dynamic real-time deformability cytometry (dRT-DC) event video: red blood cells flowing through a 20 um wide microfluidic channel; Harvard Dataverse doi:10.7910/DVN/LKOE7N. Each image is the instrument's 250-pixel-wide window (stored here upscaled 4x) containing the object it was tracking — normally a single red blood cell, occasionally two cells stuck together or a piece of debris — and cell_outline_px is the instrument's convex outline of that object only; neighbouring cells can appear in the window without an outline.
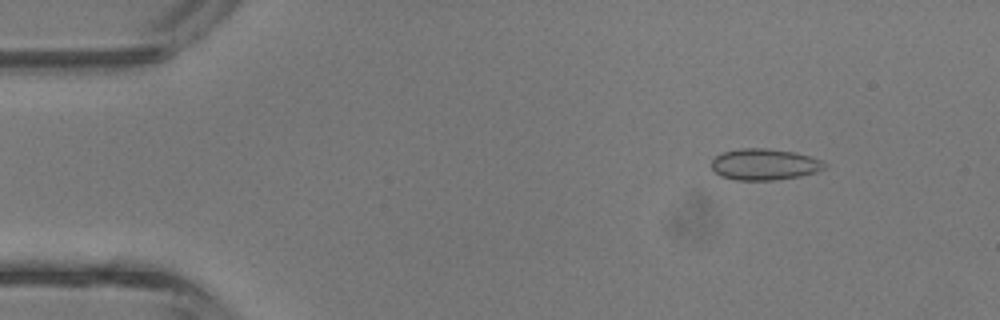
{"species": "common noctule bat (a hibernating species)", "species_latin": "Nyctalus noctula", "temperature_condition": "room temperature", "stored_images_in_passage": 42, "camera_frame_rate_fps": 3000, "um_per_image_px": 0.085, "animal": {"sex": "male", "body_mass_g": 13.3}, "frame": {"image": 1, "passage_image": 5, "time_ms": 1.333, "image_size_px": [1000, 320], "cell_outline_px": [[828, 164], [824, 168], [816, 172], [800, 176], [776, 180], [736, 180], [720, 176], [712, 168], [712, 160], [716, 156], [724, 152], [740, 148], [768, 148], [796, 152], [824, 160]], "centroid_in_image_um": [65.02, 13.97], "position_along_channel_um": 20.0, "area_um2": 20.81}}
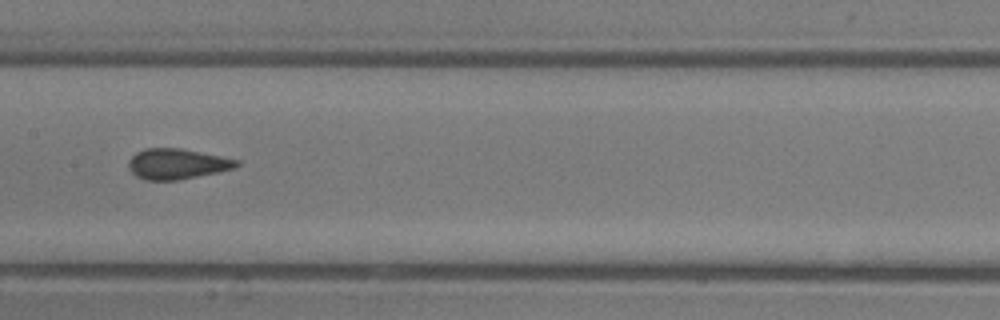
{"frame": {"image": 2, "passage_image": 21, "time_ms": 6.667, "image_size_px": [1000, 320], "cell_outline_px": [[240, 164], [236, 168], [180, 180], [144, 180], [136, 176], [128, 168], [128, 160], [136, 152], [144, 148], [180, 148], [240, 160]], "centroid_in_image_um": [15.04, 13.93], "position_along_channel_um": 192.4, "area_um2": 19.31}}
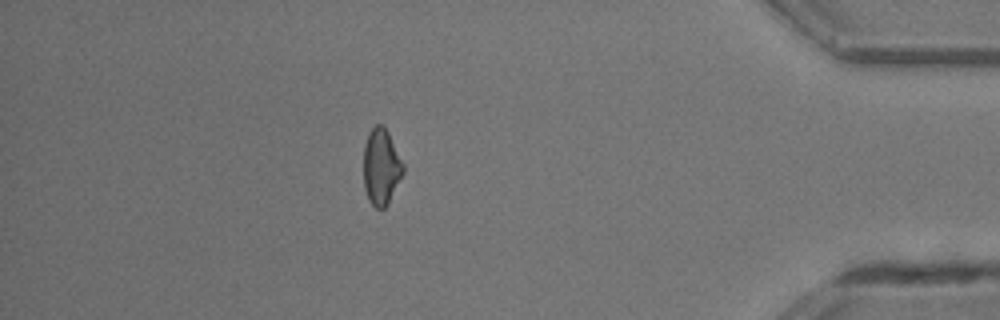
{"frame": {"image": 3, "passage_image": 37, "time_ms": 12.0, "image_size_px": [1000, 320], "cell_outline_px": [[404, 172], [388, 204], [384, 208], [376, 208], [368, 200], [364, 188], [364, 144], [368, 132], [376, 124], [380, 124], [388, 132], [404, 164]], "centroid_in_image_um": [32.4, 14.19], "position_along_channel_um": 402.8, "area_um2": 17.63}, "authors_computed_cell_mechanics": {"area_um2": 19.1029, "velocity_mm_per_s": 4.8188, "shape_relaxation_time_tau1_ms": 3.3738, "shape_relaxation_time_tau2_ms": 1.0464, "deformation_change_tau1": 0.067, "deformation_change_tau2": 0.0549}}